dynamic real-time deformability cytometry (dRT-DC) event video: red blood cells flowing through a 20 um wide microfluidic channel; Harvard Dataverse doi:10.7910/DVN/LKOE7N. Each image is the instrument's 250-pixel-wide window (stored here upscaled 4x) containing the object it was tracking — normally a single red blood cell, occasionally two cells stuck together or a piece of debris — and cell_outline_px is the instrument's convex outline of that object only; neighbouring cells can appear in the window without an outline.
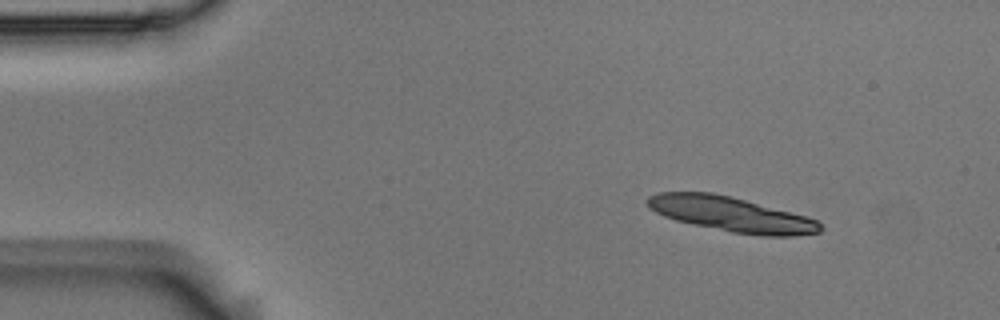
{"species": "Egyptian fruit bat (a non-hibernating species)", "species_latin": "Rousettus aegyptiacus", "temperature_condition": "room temperature", "stored_images_in_passage": 3, "camera_frame_rate_fps": 3000, "um_per_image_px": 0.085, "animal": {"sex": "male"}, "frame": {"image": 1, "passage_image": 1, "time_ms": 0.0, "image_size_px": [1000, 320], "cell_outline_px": [[824, 228], [820, 232], [796, 236], [760, 236], [732, 232], [692, 224], [676, 220], [664, 216], [648, 208], [644, 200], [648, 196], [656, 192], [712, 192], [744, 200], [804, 216], [816, 220]], "centroid_in_image_um": [62.09, 18.21], "position_along_channel_um": 22.9, "area_um2": 34.85}}